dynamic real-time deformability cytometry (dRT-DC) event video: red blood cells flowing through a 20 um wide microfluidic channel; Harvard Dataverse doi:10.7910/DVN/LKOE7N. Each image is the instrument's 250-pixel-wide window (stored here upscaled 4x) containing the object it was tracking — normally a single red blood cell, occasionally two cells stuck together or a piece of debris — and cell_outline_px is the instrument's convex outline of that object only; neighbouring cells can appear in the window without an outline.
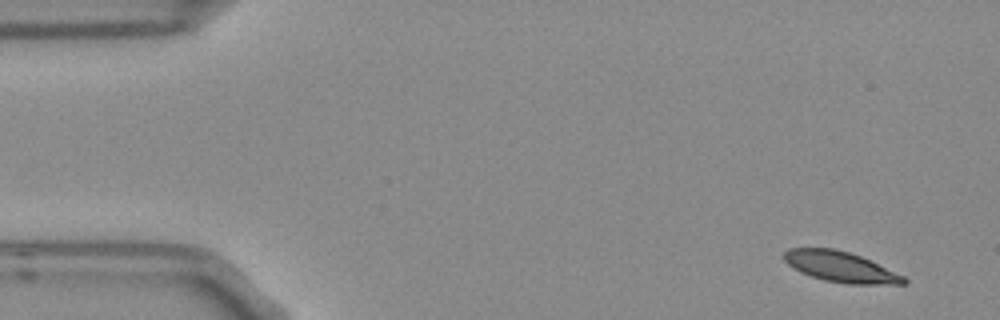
{"species": "Egyptian fruit bat (a non-hibernating species)", "species_latin": "Rousettus aegyptiacus", "temperature_condition": "room temperature", "stored_images_in_passage": 4, "camera_frame_rate_fps": 3000, "um_per_image_px": 0.085, "frame": {"image": 1, "passage_image": 1, "time_ms": 0.0, "image_size_px": [1000, 320], "cell_outline_px": [[908, 280], [904, 284], [848, 284], [824, 280], [800, 272], [792, 268], [784, 260], [784, 252], [788, 248], [832, 248], [848, 252], [860, 256], [904, 276]], "centroid_in_image_um": [71.42, 22.68], "position_along_channel_um": 13.6, "area_um2": 21.1}}
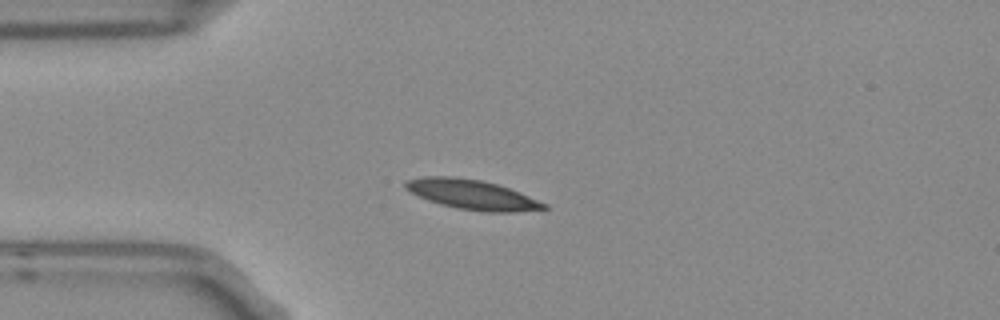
{"frame": {"image": 2, "passage_image": 4, "time_ms": 1.0, "image_size_px": [1000, 320], "cell_outline_px": [[548, 208], [516, 212], [484, 212], [456, 208], [440, 204], [428, 200], [408, 192], [404, 188], [404, 180], [424, 176], [452, 176], [480, 180], [496, 184], [520, 192], [548, 204]], "centroid_in_image_um": [40.08, 16.54], "position_along_channel_um": 44.9, "area_um2": 24.16}}